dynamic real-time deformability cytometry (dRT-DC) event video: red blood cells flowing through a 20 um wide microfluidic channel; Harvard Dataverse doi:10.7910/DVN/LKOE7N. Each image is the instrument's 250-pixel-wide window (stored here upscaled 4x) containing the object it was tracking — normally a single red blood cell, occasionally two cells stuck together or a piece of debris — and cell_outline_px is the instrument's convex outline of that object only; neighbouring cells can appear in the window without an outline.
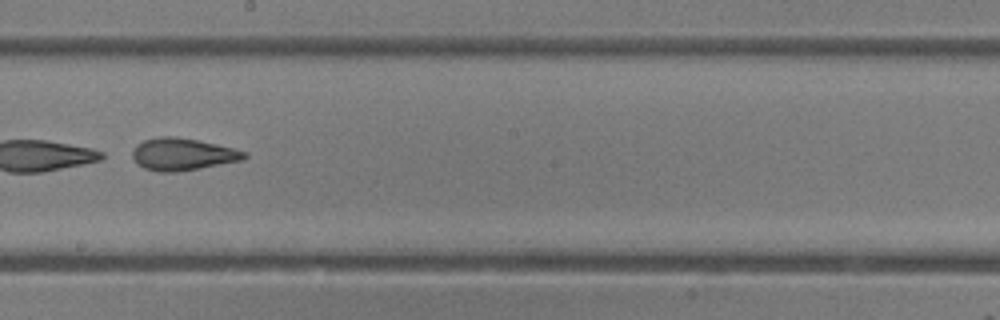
{"species": "common noctule bat (a hibernating species)", "species_latin": "Nyctalus noctula", "temperature_condition": "room temperature", "stored_images_in_passage": 47, "camera_frame_rate_fps": 3000, "um_per_image_px": 0.085, "animal": {"sex": "female"}, "frame": {"image": 1, "passage_image": 27, "time_ms": 8.667, "image_size_px": [1000, 320], "cell_outline_px": [[248, 156], [244, 160], [200, 168], [176, 172], [160, 172], [144, 168], [136, 164], [132, 156], [132, 152], [136, 144], [144, 140], [160, 136], [176, 136], [216, 144], [248, 152]], "centroid_in_image_um": [15.52, 13.11], "position_along_channel_um": 232.7, "area_um2": 21.1}}